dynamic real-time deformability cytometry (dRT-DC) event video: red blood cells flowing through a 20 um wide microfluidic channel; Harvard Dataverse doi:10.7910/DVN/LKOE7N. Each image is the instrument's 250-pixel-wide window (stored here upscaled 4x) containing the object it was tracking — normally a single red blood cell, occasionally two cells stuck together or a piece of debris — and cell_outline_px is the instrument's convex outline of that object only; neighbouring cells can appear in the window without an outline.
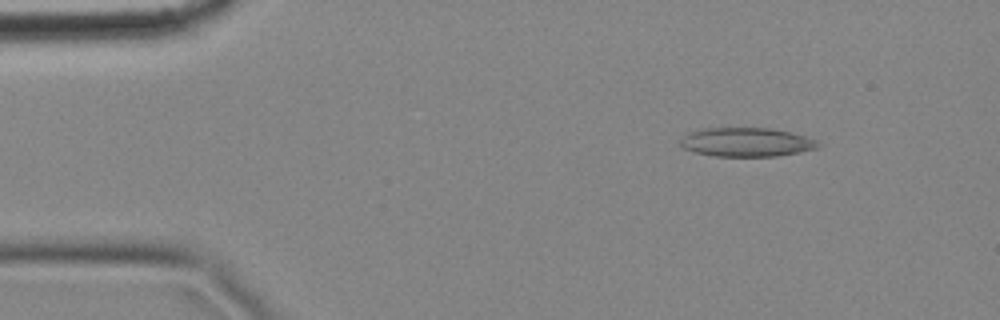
{"species": "common noctule bat (a hibernating species)", "species_latin": "Nyctalus noctula", "temperature_condition": "cold", "stored_images_in_passage": 4, "camera_frame_rate_fps": 3000, "um_per_image_px": 0.085, "animal": {"sex": "female", "body_mass_g": 18.4}, "frame": {"image": 1, "passage_image": 2, "time_ms": 0.333, "image_size_px": [1000, 320], "cell_outline_px": [[824, 144], [820, 148], [800, 152], [776, 156], [712, 156], [692, 152], [684, 148], [680, 144], [680, 140], [688, 132], [704, 128], [768, 128], [788, 132], [804, 136], [816, 140]], "centroid_in_image_um": [63.46, 12.09], "position_along_channel_um": 21.5, "area_um2": 23.35}}